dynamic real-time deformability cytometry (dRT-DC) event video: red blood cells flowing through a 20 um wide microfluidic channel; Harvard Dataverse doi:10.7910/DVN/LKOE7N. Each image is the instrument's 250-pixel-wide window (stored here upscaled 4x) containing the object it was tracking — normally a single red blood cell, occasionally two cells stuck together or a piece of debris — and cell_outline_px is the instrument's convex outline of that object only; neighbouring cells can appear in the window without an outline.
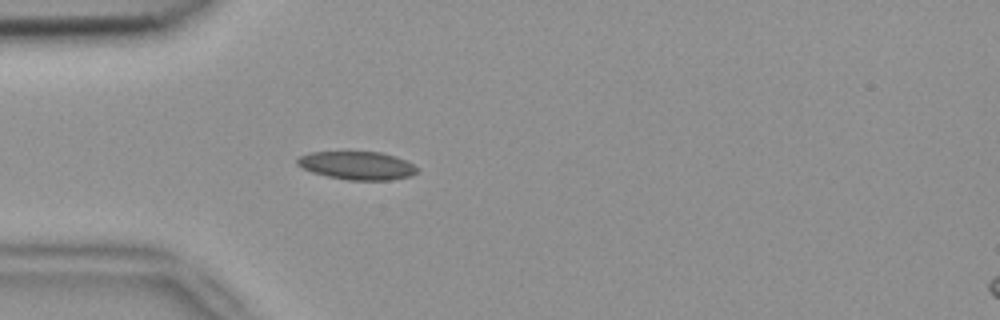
{"species": "common noctule bat (a hibernating species)", "species_latin": "Nyctalus noctula", "temperature_condition": "room temperature", "stored_images_in_passage": 1, "camera_frame_rate_fps": 3000, "um_per_image_px": 0.085, "animal": {"sex": "female", "body_mass_g": 18.4}, "frame": {"image": 1, "passage_image": 1, "time_ms": 0.0, "image_size_px": [1000, 320], "cell_outline_px": [[416, 172], [412, 176], [388, 180], [348, 180], [328, 176], [312, 172], [296, 164], [296, 160], [300, 156], [312, 152], [380, 152], [396, 156], [412, 164], [416, 168]], "centroid_in_image_um": [30.35, 14.07], "position_along_channel_um": 54.7, "area_um2": 19.48}}